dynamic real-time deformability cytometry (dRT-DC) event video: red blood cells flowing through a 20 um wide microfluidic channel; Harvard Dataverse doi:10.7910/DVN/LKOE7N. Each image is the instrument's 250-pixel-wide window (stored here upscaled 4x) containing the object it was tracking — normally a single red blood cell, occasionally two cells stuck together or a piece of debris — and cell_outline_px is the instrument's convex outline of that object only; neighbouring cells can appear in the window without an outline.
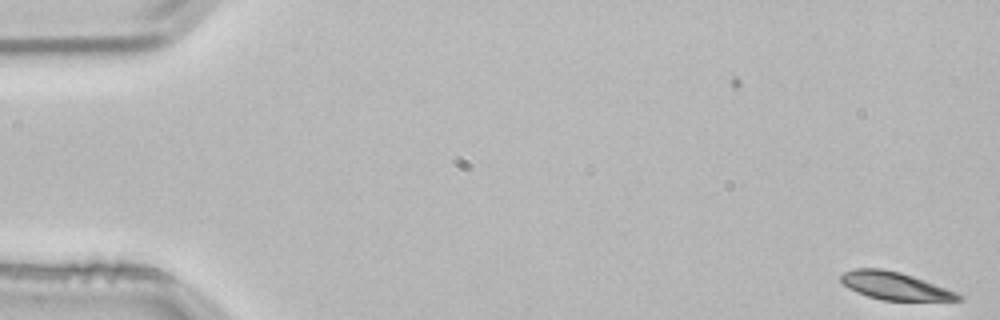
{"species": "common noctule bat (a hibernating species)", "species_latin": "Nyctalus noctula", "temperature_condition": "room temperature", "stored_images_in_passage": 53, "camera_frame_rate_fps": 3000, "um_per_image_px": 0.085, "animal": {"sex": "male", "body_mass_g": 21.5, "forearm_length_mm": 52.0}, "frame": {"image": 1, "passage_image": 1, "time_ms": 0.0, "image_size_px": [1000, 320], "cell_outline_px": [[964, 300], [880, 300], [856, 292], [848, 288], [840, 280], [840, 276], [844, 272], [856, 268], [884, 268], [900, 272], [924, 280], [956, 292], [964, 296]], "centroid_in_image_um": [76.04, 24.29], "position_along_channel_um": 9.0, "area_um2": 18.84}}
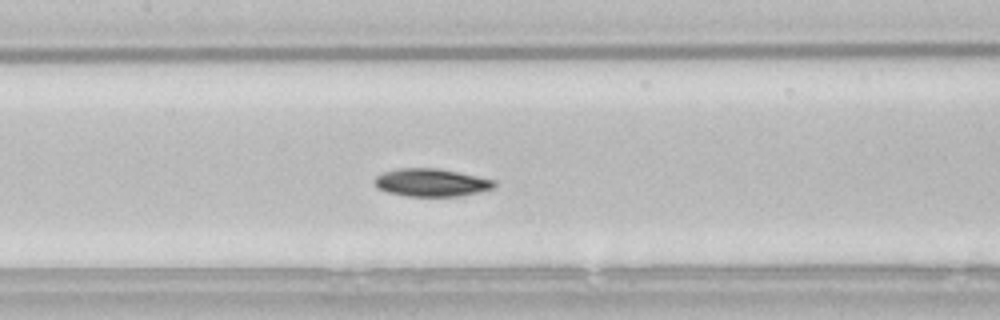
{"frame": {"image": 2, "passage_image": 25, "time_ms": 8.0, "image_size_px": [1000, 320], "cell_outline_px": [[496, 188], [456, 196], [404, 196], [388, 192], [376, 188], [372, 180], [376, 176], [384, 172], [396, 168], [436, 168], [496, 180]], "centroid_in_image_um": [36.61, 15.51], "position_along_channel_um": 170.8, "area_um2": 19.42}}
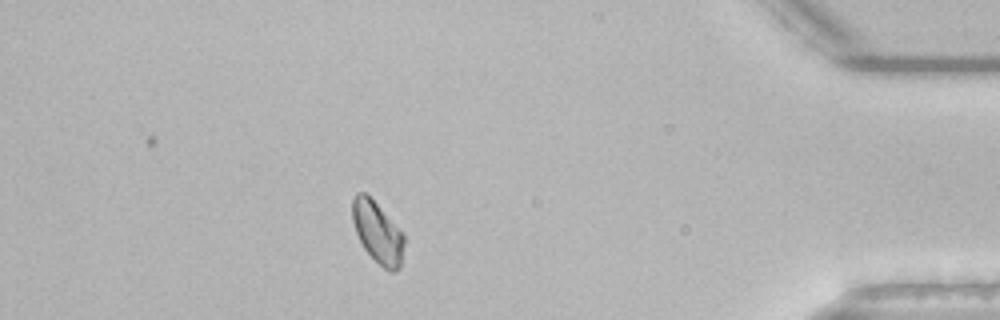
{"frame": {"image": 3, "passage_image": 47, "time_ms": 15.333, "image_size_px": [1000, 320], "cell_outline_px": [[404, 244], [400, 268], [396, 272], [388, 272], [364, 248], [356, 232], [352, 220], [352, 200], [356, 192], [364, 192], [376, 204], [404, 236]], "centroid_in_image_um": [32.08, 19.78], "position_along_channel_um": 403.1, "area_um2": 17.98}, "authors_computed_cell_mechanics": {"area_um2": 19.2474, "velocity_mm_per_s": 3.7994, "shape_relaxation_time_tau1_ms": 4.0755, "shape_relaxation_time_tau2_ms": 7.3643, "deformation_change_tau1": 0.0962, "deformation_change_tau2": 0.1066}}